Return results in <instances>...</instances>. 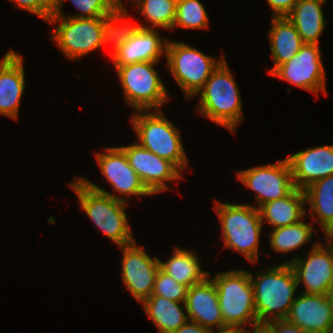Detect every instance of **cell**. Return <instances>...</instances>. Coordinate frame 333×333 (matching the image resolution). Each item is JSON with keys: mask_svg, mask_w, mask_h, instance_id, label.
Listing matches in <instances>:
<instances>
[{"mask_svg": "<svg viewBox=\"0 0 333 333\" xmlns=\"http://www.w3.org/2000/svg\"><path fill=\"white\" fill-rule=\"evenodd\" d=\"M105 17L72 18L51 16L48 24L53 27L51 40L70 59H79L103 46Z\"/></svg>", "mask_w": 333, "mask_h": 333, "instance_id": "9", "label": "cell"}, {"mask_svg": "<svg viewBox=\"0 0 333 333\" xmlns=\"http://www.w3.org/2000/svg\"><path fill=\"white\" fill-rule=\"evenodd\" d=\"M215 333H248V330L245 328H228Z\"/></svg>", "mask_w": 333, "mask_h": 333, "instance_id": "38", "label": "cell"}, {"mask_svg": "<svg viewBox=\"0 0 333 333\" xmlns=\"http://www.w3.org/2000/svg\"><path fill=\"white\" fill-rule=\"evenodd\" d=\"M103 149L105 153L100 152L95 154L96 162L106 181L113 187L114 192H118V194L114 192L109 193L87 178L80 176L79 178L89 188L126 203H129L128 197L130 198V195L137 197L152 195L130 166L125 152L119 146ZM119 194H121L122 197H119ZM123 195L125 198H123Z\"/></svg>", "mask_w": 333, "mask_h": 333, "instance_id": "10", "label": "cell"}, {"mask_svg": "<svg viewBox=\"0 0 333 333\" xmlns=\"http://www.w3.org/2000/svg\"><path fill=\"white\" fill-rule=\"evenodd\" d=\"M172 255L166 262L159 259L160 269L179 284L189 288L211 276L209 272L201 268L204 265L192 251L174 247Z\"/></svg>", "mask_w": 333, "mask_h": 333, "instance_id": "24", "label": "cell"}, {"mask_svg": "<svg viewBox=\"0 0 333 333\" xmlns=\"http://www.w3.org/2000/svg\"><path fill=\"white\" fill-rule=\"evenodd\" d=\"M314 226L312 223L300 221L293 225L273 228L269 233L270 246L275 253L292 252L304 244L309 243L313 236Z\"/></svg>", "mask_w": 333, "mask_h": 333, "instance_id": "28", "label": "cell"}, {"mask_svg": "<svg viewBox=\"0 0 333 333\" xmlns=\"http://www.w3.org/2000/svg\"><path fill=\"white\" fill-rule=\"evenodd\" d=\"M69 187L76 193L85 214L110 241L119 247L135 241L127 219L126 202L89 188L79 177Z\"/></svg>", "mask_w": 333, "mask_h": 333, "instance_id": "3", "label": "cell"}, {"mask_svg": "<svg viewBox=\"0 0 333 333\" xmlns=\"http://www.w3.org/2000/svg\"><path fill=\"white\" fill-rule=\"evenodd\" d=\"M142 304L144 312L158 328L159 333H173L188 320L185 303L151 295Z\"/></svg>", "mask_w": 333, "mask_h": 333, "instance_id": "25", "label": "cell"}, {"mask_svg": "<svg viewBox=\"0 0 333 333\" xmlns=\"http://www.w3.org/2000/svg\"><path fill=\"white\" fill-rule=\"evenodd\" d=\"M132 128L139 145L160 158L172 162L181 172L188 166V158L179 129L164 116L161 110L134 111Z\"/></svg>", "mask_w": 333, "mask_h": 333, "instance_id": "5", "label": "cell"}, {"mask_svg": "<svg viewBox=\"0 0 333 333\" xmlns=\"http://www.w3.org/2000/svg\"><path fill=\"white\" fill-rule=\"evenodd\" d=\"M306 333H333V330H330V331H306Z\"/></svg>", "mask_w": 333, "mask_h": 333, "instance_id": "41", "label": "cell"}, {"mask_svg": "<svg viewBox=\"0 0 333 333\" xmlns=\"http://www.w3.org/2000/svg\"><path fill=\"white\" fill-rule=\"evenodd\" d=\"M20 10L35 14L45 22L52 16V0H11Z\"/></svg>", "mask_w": 333, "mask_h": 333, "instance_id": "33", "label": "cell"}, {"mask_svg": "<svg viewBox=\"0 0 333 333\" xmlns=\"http://www.w3.org/2000/svg\"><path fill=\"white\" fill-rule=\"evenodd\" d=\"M158 62H138L114 65L124 91L126 104L134 111L162 110L169 100L155 66Z\"/></svg>", "mask_w": 333, "mask_h": 333, "instance_id": "8", "label": "cell"}, {"mask_svg": "<svg viewBox=\"0 0 333 333\" xmlns=\"http://www.w3.org/2000/svg\"><path fill=\"white\" fill-rule=\"evenodd\" d=\"M306 331L333 330V304L326 295L300 293L285 318Z\"/></svg>", "mask_w": 333, "mask_h": 333, "instance_id": "19", "label": "cell"}, {"mask_svg": "<svg viewBox=\"0 0 333 333\" xmlns=\"http://www.w3.org/2000/svg\"><path fill=\"white\" fill-rule=\"evenodd\" d=\"M305 206L304 190L295 188L286 197L264 203L258 209L262 223L267 221L273 229L300 222L307 215Z\"/></svg>", "mask_w": 333, "mask_h": 333, "instance_id": "21", "label": "cell"}, {"mask_svg": "<svg viewBox=\"0 0 333 333\" xmlns=\"http://www.w3.org/2000/svg\"><path fill=\"white\" fill-rule=\"evenodd\" d=\"M23 58L16 51H7L0 60V115L18 120L25 91Z\"/></svg>", "mask_w": 333, "mask_h": 333, "instance_id": "17", "label": "cell"}, {"mask_svg": "<svg viewBox=\"0 0 333 333\" xmlns=\"http://www.w3.org/2000/svg\"><path fill=\"white\" fill-rule=\"evenodd\" d=\"M271 12V17H286L299 0H266Z\"/></svg>", "mask_w": 333, "mask_h": 333, "instance_id": "34", "label": "cell"}, {"mask_svg": "<svg viewBox=\"0 0 333 333\" xmlns=\"http://www.w3.org/2000/svg\"><path fill=\"white\" fill-rule=\"evenodd\" d=\"M318 44L305 43L289 61L277 66L270 74L301 89L327 96L322 51Z\"/></svg>", "mask_w": 333, "mask_h": 333, "instance_id": "12", "label": "cell"}, {"mask_svg": "<svg viewBox=\"0 0 333 333\" xmlns=\"http://www.w3.org/2000/svg\"><path fill=\"white\" fill-rule=\"evenodd\" d=\"M173 333H215L209 328H205L197 322L187 320V322Z\"/></svg>", "mask_w": 333, "mask_h": 333, "instance_id": "36", "label": "cell"}, {"mask_svg": "<svg viewBox=\"0 0 333 333\" xmlns=\"http://www.w3.org/2000/svg\"><path fill=\"white\" fill-rule=\"evenodd\" d=\"M123 252L120 260L122 263V281L130 294L142 303L152 295L154 281L160 268L159 259L152 258L145 252L143 246L136 242L119 247Z\"/></svg>", "mask_w": 333, "mask_h": 333, "instance_id": "13", "label": "cell"}, {"mask_svg": "<svg viewBox=\"0 0 333 333\" xmlns=\"http://www.w3.org/2000/svg\"><path fill=\"white\" fill-rule=\"evenodd\" d=\"M257 272H249L253 285L255 311L259 322L285 319L298 288L296 276L289 263L266 267Z\"/></svg>", "mask_w": 333, "mask_h": 333, "instance_id": "1", "label": "cell"}, {"mask_svg": "<svg viewBox=\"0 0 333 333\" xmlns=\"http://www.w3.org/2000/svg\"><path fill=\"white\" fill-rule=\"evenodd\" d=\"M269 323L275 328V333H306V330H303L286 319L272 320L269 321Z\"/></svg>", "mask_w": 333, "mask_h": 333, "instance_id": "35", "label": "cell"}, {"mask_svg": "<svg viewBox=\"0 0 333 333\" xmlns=\"http://www.w3.org/2000/svg\"><path fill=\"white\" fill-rule=\"evenodd\" d=\"M124 6V4L117 6L105 17L104 21L103 46L111 44L113 49L110 54L111 59L119 52L120 47L140 29V23L134 24L129 21L131 15ZM125 18H128V20L124 21ZM118 22L121 25H118Z\"/></svg>", "mask_w": 333, "mask_h": 333, "instance_id": "27", "label": "cell"}, {"mask_svg": "<svg viewBox=\"0 0 333 333\" xmlns=\"http://www.w3.org/2000/svg\"><path fill=\"white\" fill-rule=\"evenodd\" d=\"M187 292V286L179 284L159 268L155 277L152 295H158L178 303H185Z\"/></svg>", "mask_w": 333, "mask_h": 333, "instance_id": "32", "label": "cell"}, {"mask_svg": "<svg viewBox=\"0 0 333 333\" xmlns=\"http://www.w3.org/2000/svg\"><path fill=\"white\" fill-rule=\"evenodd\" d=\"M67 1V0H66ZM80 12L76 15L63 16L61 10L65 0H52V16L72 18H96L106 17L117 6L123 4L121 0H70Z\"/></svg>", "mask_w": 333, "mask_h": 333, "instance_id": "30", "label": "cell"}, {"mask_svg": "<svg viewBox=\"0 0 333 333\" xmlns=\"http://www.w3.org/2000/svg\"><path fill=\"white\" fill-rule=\"evenodd\" d=\"M237 179L256 193L257 208L289 195L295 185L288 158L275 163L237 171Z\"/></svg>", "mask_w": 333, "mask_h": 333, "instance_id": "11", "label": "cell"}, {"mask_svg": "<svg viewBox=\"0 0 333 333\" xmlns=\"http://www.w3.org/2000/svg\"><path fill=\"white\" fill-rule=\"evenodd\" d=\"M176 26L188 30L207 29L209 17L203 4L199 0H177L172 30Z\"/></svg>", "mask_w": 333, "mask_h": 333, "instance_id": "31", "label": "cell"}, {"mask_svg": "<svg viewBox=\"0 0 333 333\" xmlns=\"http://www.w3.org/2000/svg\"><path fill=\"white\" fill-rule=\"evenodd\" d=\"M199 96L197 111L235 133L243 120L242 101L233 74L224 60L210 75Z\"/></svg>", "mask_w": 333, "mask_h": 333, "instance_id": "2", "label": "cell"}, {"mask_svg": "<svg viewBox=\"0 0 333 333\" xmlns=\"http://www.w3.org/2000/svg\"><path fill=\"white\" fill-rule=\"evenodd\" d=\"M224 247L238 251L245 260L259 262L258 249L263 227L259 209L254 205L215 201Z\"/></svg>", "mask_w": 333, "mask_h": 333, "instance_id": "4", "label": "cell"}, {"mask_svg": "<svg viewBox=\"0 0 333 333\" xmlns=\"http://www.w3.org/2000/svg\"><path fill=\"white\" fill-rule=\"evenodd\" d=\"M287 158L295 188L304 190L321 178L333 175V145L311 147Z\"/></svg>", "mask_w": 333, "mask_h": 333, "instance_id": "18", "label": "cell"}, {"mask_svg": "<svg viewBox=\"0 0 333 333\" xmlns=\"http://www.w3.org/2000/svg\"><path fill=\"white\" fill-rule=\"evenodd\" d=\"M165 57L167 69L187 100L196 96L210 75L225 60V56L216 59L187 43L169 39Z\"/></svg>", "mask_w": 333, "mask_h": 333, "instance_id": "7", "label": "cell"}, {"mask_svg": "<svg viewBox=\"0 0 333 333\" xmlns=\"http://www.w3.org/2000/svg\"><path fill=\"white\" fill-rule=\"evenodd\" d=\"M217 289L220 310L228 328H245L258 322L249 271L218 272L210 278Z\"/></svg>", "mask_w": 333, "mask_h": 333, "instance_id": "6", "label": "cell"}, {"mask_svg": "<svg viewBox=\"0 0 333 333\" xmlns=\"http://www.w3.org/2000/svg\"><path fill=\"white\" fill-rule=\"evenodd\" d=\"M208 276L203 282L188 288L185 307L188 320L199 323L205 328L219 332L228 327L220 310L217 289Z\"/></svg>", "mask_w": 333, "mask_h": 333, "instance_id": "16", "label": "cell"}, {"mask_svg": "<svg viewBox=\"0 0 333 333\" xmlns=\"http://www.w3.org/2000/svg\"><path fill=\"white\" fill-rule=\"evenodd\" d=\"M313 242L307 256H297L289 263L294 270L297 284L304 285V294L326 295L333 275V250L326 242Z\"/></svg>", "mask_w": 333, "mask_h": 333, "instance_id": "14", "label": "cell"}, {"mask_svg": "<svg viewBox=\"0 0 333 333\" xmlns=\"http://www.w3.org/2000/svg\"><path fill=\"white\" fill-rule=\"evenodd\" d=\"M273 67L269 74L279 65L289 61L305 44L294 24L287 17H272L268 33Z\"/></svg>", "mask_w": 333, "mask_h": 333, "instance_id": "22", "label": "cell"}, {"mask_svg": "<svg viewBox=\"0 0 333 333\" xmlns=\"http://www.w3.org/2000/svg\"><path fill=\"white\" fill-rule=\"evenodd\" d=\"M248 328V333H275V328L269 322L258 321L251 324Z\"/></svg>", "mask_w": 333, "mask_h": 333, "instance_id": "37", "label": "cell"}, {"mask_svg": "<svg viewBox=\"0 0 333 333\" xmlns=\"http://www.w3.org/2000/svg\"><path fill=\"white\" fill-rule=\"evenodd\" d=\"M326 296H327L328 300L333 304V275H332V278L330 280V284H329V288H328V291L326 293Z\"/></svg>", "mask_w": 333, "mask_h": 333, "instance_id": "39", "label": "cell"}, {"mask_svg": "<svg viewBox=\"0 0 333 333\" xmlns=\"http://www.w3.org/2000/svg\"><path fill=\"white\" fill-rule=\"evenodd\" d=\"M324 235H325L324 238L326 239L325 242H327L333 250V234H324Z\"/></svg>", "mask_w": 333, "mask_h": 333, "instance_id": "40", "label": "cell"}, {"mask_svg": "<svg viewBox=\"0 0 333 333\" xmlns=\"http://www.w3.org/2000/svg\"><path fill=\"white\" fill-rule=\"evenodd\" d=\"M131 1V0H130ZM134 9L149 21V26L140 24V28L172 30L176 16L177 0H132ZM135 1V2H134ZM136 4V5H135Z\"/></svg>", "mask_w": 333, "mask_h": 333, "instance_id": "29", "label": "cell"}, {"mask_svg": "<svg viewBox=\"0 0 333 333\" xmlns=\"http://www.w3.org/2000/svg\"><path fill=\"white\" fill-rule=\"evenodd\" d=\"M326 234H333V227Z\"/></svg>", "mask_w": 333, "mask_h": 333, "instance_id": "42", "label": "cell"}, {"mask_svg": "<svg viewBox=\"0 0 333 333\" xmlns=\"http://www.w3.org/2000/svg\"><path fill=\"white\" fill-rule=\"evenodd\" d=\"M304 193L312 220L318 221L326 234L333 227V175L312 183L304 189Z\"/></svg>", "mask_w": 333, "mask_h": 333, "instance_id": "26", "label": "cell"}, {"mask_svg": "<svg viewBox=\"0 0 333 333\" xmlns=\"http://www.w3.org/2000/svg\"><path fill=\"white\" fill-rule=\"evenodd\" d=\"M119 147L125 152L130 166L152 195L165 192L169 188L167 181L184 179L181 175L183 173L172 162L160 158L136 141L131 145Z\"/></svg>", "mask_w": 333, "mask_h": 333, "instance_id": "15", "label": "cell"}, {"mask_svg": "<svg viewBox=\"0 0 333 333\" xmlns=\"http://www.w3.org/2000/svg\"><path fill=\"white\" fill-rule=\"evenodd\" d=\"M328 0H299L286 16L295 26L304 43L318 44L325 28L322 6Z\"/></svg>", "mask_w": 333, "mask_h": 333, "instance_id": "23", "label": "cell"}, {"mask_svg": "<svg viewBox=\"0 0 333 333\" xmlns=\"http://www.w3.org/2000/svg\"><path fill=\"white\" fill-rule=\"evenodd\" d=\"M157 29L140 28L112 58L113 65H126L138 62H158L166 53L168 39L162 38Z\"/></svg>", "mask_w": 333, "mask_h": 333, "instance_id": "20", "label": "cell"}]
</instances>
